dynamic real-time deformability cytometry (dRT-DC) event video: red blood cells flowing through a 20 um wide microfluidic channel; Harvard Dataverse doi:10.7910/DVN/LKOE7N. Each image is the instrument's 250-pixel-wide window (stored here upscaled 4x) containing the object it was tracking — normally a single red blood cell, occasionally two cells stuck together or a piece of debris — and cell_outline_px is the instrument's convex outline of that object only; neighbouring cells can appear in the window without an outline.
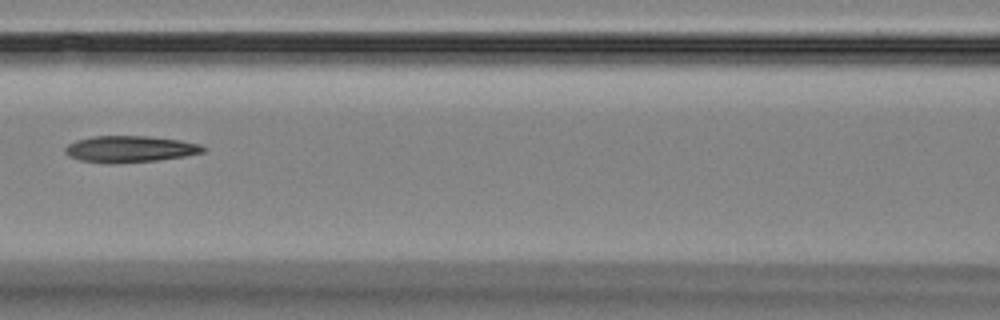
{"species": "Egyptian fruit bat (a non-hibernating species)", "species_latin": "Rousettus aegyptiacus", "temperature_condition": "room temperature", "stored_images_in_passage": 16, "camera_frame_rate_fps": 3000, "um_per_image_px": 0.085, "animal": {"sex": "female"}, "frame": {"image": 1, "passage_image": 7, "time_ms": 7.0, "image_size_px": [1000, 320], "cell_outline_px": [[208, 148], [204, 152], [184, 156], [156, 160], [112, 164], [108, 164], [80, 160], [68, 156], [64, 152], [64, 148], [68, 144], [76, 140], [92, 136], [148, 136], [180, 140], [200, 144]], "centroid_in_image_um": [11.02, 12.67], "position_along_channel_um": 155.6, "area_um2": 21.44}}
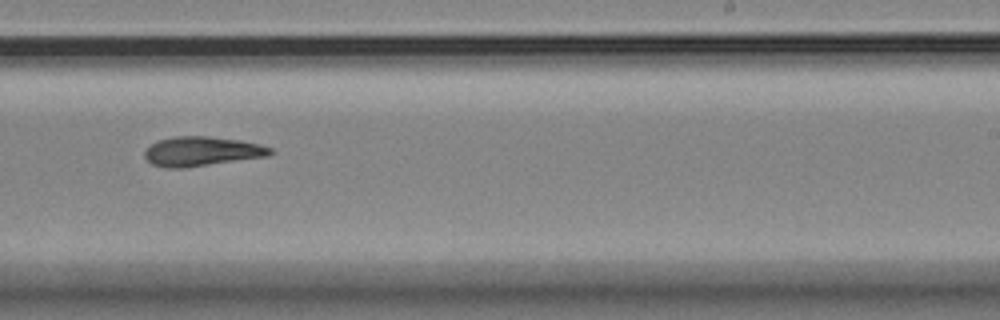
{"frame": {"image": 2, "passage_image": 10, "time_ms": 10.333, "image_size_px": [1000, 320], "cell_outline_px": [[276, 152], [268, 156], [184, 168], [164, 168], [152, 164], [144, 156], [144, 152], [152, 144], [160, 140], [176, 136], [208, 136], [240, 140], [260, 144], [272, 148]], "centroid_in_image_um": [17.19, 12.87], "position_along_channel_um": 271.8, "area_um2": 21.56}}
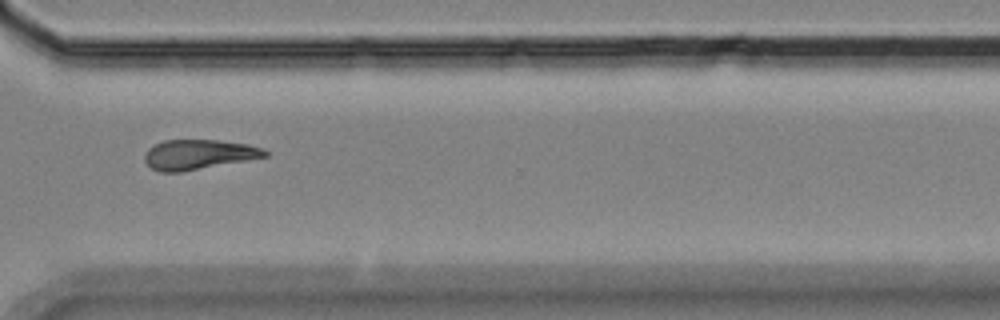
{"frame": {"image": 3, "passage_image": 12, "time_ms": 12.667, "image_size_px": [1000, 320], "cell_outline_px": [[268, 156], [180, 172], [160, 172], [152, 168], [144, 160], [144, 156], [148, 148], [164, 140], [216, 140], [248, 144], [264, 148], [268, 152]], "centroid_in_image_um": [16.87, 13.13], "position_along_channel_um": 353.7, "area_um2": 20.75}, "authors_computed_cell_mechanics": {"area_um2": 21.2993, "velocity_mm_per_s": 3.5159, "shape_relaxation_time_tau1_ms": 8.1676, "shape_relaxation_time_tau2_ms": null, "deformation_change_tau1": 0.1851, "deformation_change_tau2": null}}